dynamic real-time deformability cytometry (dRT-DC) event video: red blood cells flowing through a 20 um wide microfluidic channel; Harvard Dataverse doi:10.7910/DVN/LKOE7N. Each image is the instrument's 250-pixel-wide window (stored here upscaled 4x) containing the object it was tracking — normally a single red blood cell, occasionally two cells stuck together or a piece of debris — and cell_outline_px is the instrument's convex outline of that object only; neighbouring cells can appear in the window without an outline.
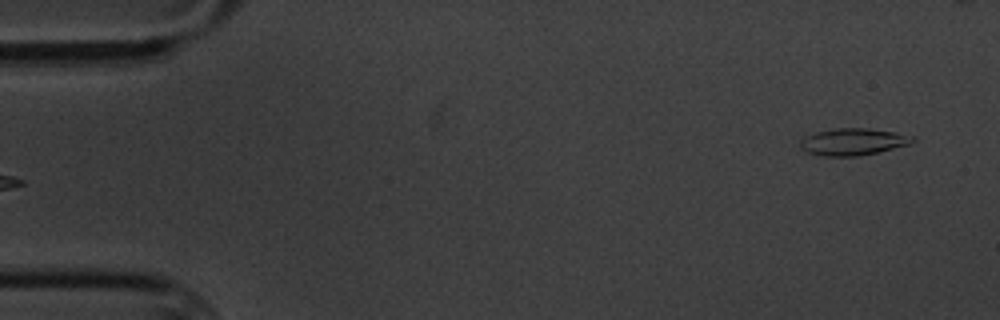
{"species": "common noctule bat (a hibernating species)", "species_latin": "Nyctalus noctula", "temperature_condition": "cold", "stored_images_in_passage": 7, "camera_frame_rate_fps": 3000, "um_per_image_px": 0.085, "animal": {"sex": "male", "body_mass_g": 20.1, "forearm_length_mm": 53.5}, "frame": {"image": 1, "passage_image": 7, "time_ms": 6.667, "image_size_px": [1000, 320], "cell_outline_px": [[916, 140], [912, 144], [860, 156], [824, 156], [808, 152], [800, 148], [800, 140], [804, 136], [816, 132], [836, 128], [868, 128], [896, 132], [916, 136]], "centroid_in_image_um": [72.56, 12.04], "position_along_channel_um": 12.4, "area_um2": 17.86}}